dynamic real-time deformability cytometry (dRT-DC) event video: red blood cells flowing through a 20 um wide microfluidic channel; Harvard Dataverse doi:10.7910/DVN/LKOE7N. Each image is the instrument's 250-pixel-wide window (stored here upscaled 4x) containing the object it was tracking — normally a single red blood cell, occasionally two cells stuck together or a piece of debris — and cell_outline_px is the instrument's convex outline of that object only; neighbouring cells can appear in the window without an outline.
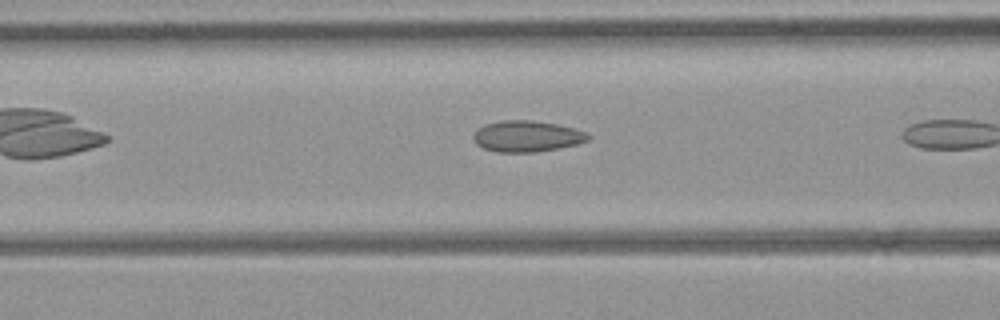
{"species": "common noctule bat (a hibernating species)", "species_latin": "Nyctalus noctula", "temperature_condition": "room temperature", "stored_images_in_passage": 11, "camera_frame_rate_fps": 3000, "um_per_image_px": 0.085, "animal": {"sex": "female", "body_mass_g": 21.9}, "frame": {"image": 1, "passage_image": 10, "time_ms": 3.0, "image_size_px": [1000, 320], "cell_outline_px": [[592, 136], [588, 140], [576, 144], [560, 148], [536, 152], [496, 152], [484, 148], [476, 144], [472, 140], [472, 136], [484, 124], [500, 120], [532, 120], [556, 124], [572, 128], [584, 132]], "centroid_in_image_um": [44.76, 11.58], "position_along_channel_um": 121.8, "area_um2": 20.81}}